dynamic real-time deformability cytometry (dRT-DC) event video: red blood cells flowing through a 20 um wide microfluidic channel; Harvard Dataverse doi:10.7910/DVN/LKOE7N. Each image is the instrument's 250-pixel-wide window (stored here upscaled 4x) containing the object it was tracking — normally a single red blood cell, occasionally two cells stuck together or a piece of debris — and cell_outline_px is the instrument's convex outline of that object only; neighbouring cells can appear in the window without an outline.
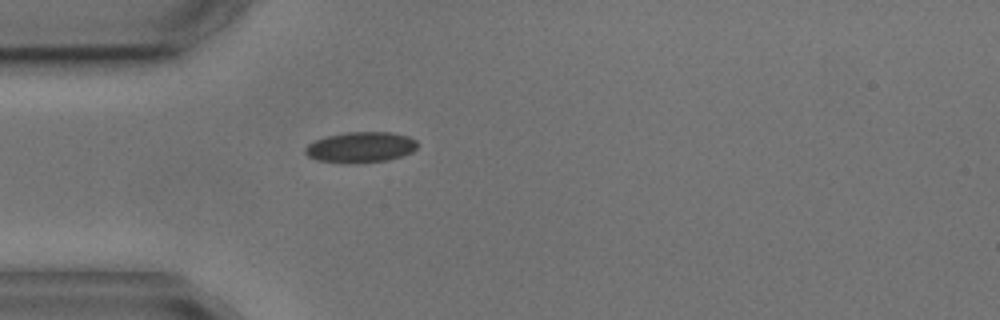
{"species": "common noctule bat (a hibernating species)", "species_latin": "Nyctalus noctula", "temperature_condition": "cold", "stored_images_in_passage": 1, "camera_frame_rate_fps": 3000, "um_per_image_px": 0.085, "animal": {"sex": "male", "body_mass_g": 17.9, "forearm_length_mm": 54.2}, "frame": {"image": 1, "passage_image": 1, "time_ms": 0.0, "image_size_px": [1000, 320], "cell_outline_px": [[416, 148], [412, 152], [388, 160], [344, 164], [316, 160], [308, 156], [304, 152], [304, 148], [308, 144], [316, 140], [328, 136], [348, 132], [392, 132], [408, 136], [416, 140]], "centroid_in_image_um": [30.63, 12.52], "position_along_channel_um": 54.4, "area_um2": 20.06}}